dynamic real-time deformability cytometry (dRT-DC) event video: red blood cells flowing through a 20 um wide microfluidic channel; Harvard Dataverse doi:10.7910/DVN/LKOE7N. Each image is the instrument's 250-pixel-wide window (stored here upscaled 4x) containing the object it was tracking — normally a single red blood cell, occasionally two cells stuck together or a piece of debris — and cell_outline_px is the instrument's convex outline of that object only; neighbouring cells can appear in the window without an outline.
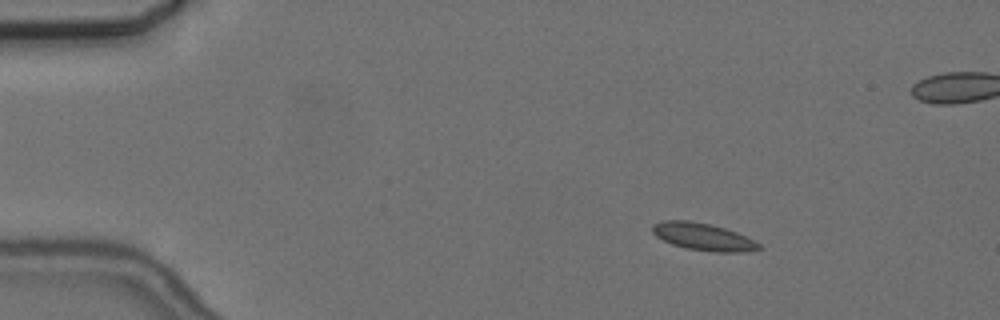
{"species": "common noctule bat (a hibernating species)", "species_latin": "Nyctalus noctula", "temperature_condition": "cold", "stored_images_in_passage": 58, "segment_of_instrument_passage": [1, 2], "camera_frame_rate_fps": 3000, "um_per_image_px": 0.085, "animal": {"sex": "female", "body_mass_g": 24.6, "forearm_length_mm": 56.2}, "frame": {"image": 1, "passage_image": 9, "time_ms": 2.667, "image_size_px": [1000, 320], "cell_outline_px": [[764, 248], [744, 252], [716, 252], [688, 248], [672, 244], [656, 236], [652, 232], [652, 224], [664, 220], [688, 220], [708, 224], [724, 228], [736, 232], [760, 244]], "centroid_in_image_um": [59.75, 20.12], "position_along_channel_um": 25.2, "area_um2": 16.7}}
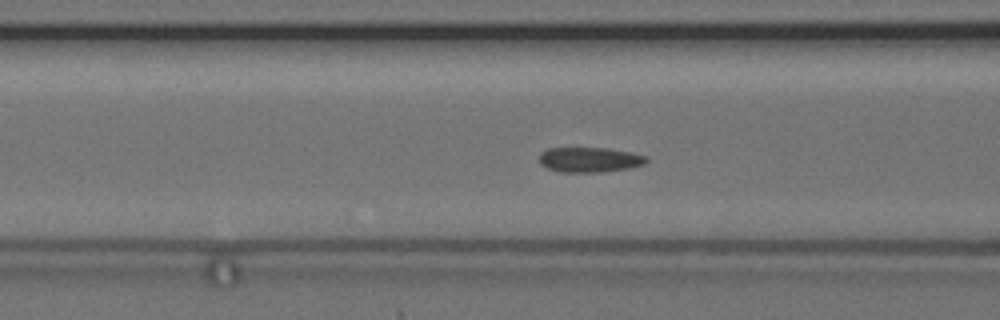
{"frame": {"image": 2, "passage_image": 23, "time_ms": 7.333, "image_size_px": [1000, 320], "cell_outline_px": [[648, 160], [644, 164], [628, 168], [600, 172], [560, 172], [548, 168], [540, 164], [540, 152], [548, 148], [608, 148], [632, 152], [648, 156]], "centroid_in_image_um": [50.13, 13.57], "position_along_channel_um": 116.5, "area_um2": 15.66}}
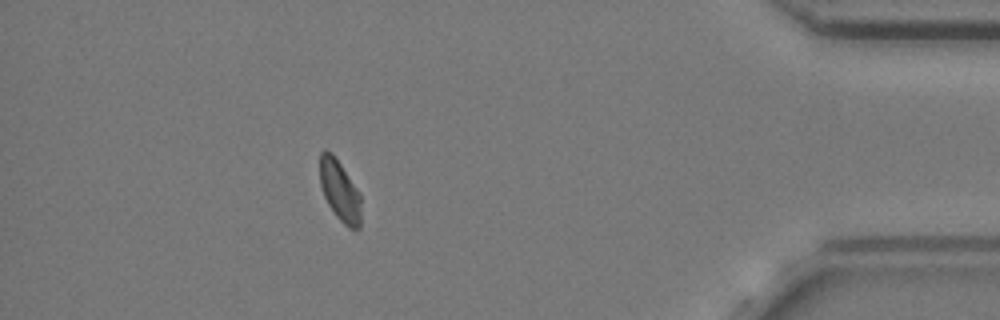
{"frame": {"image": 3, "passage_image": 51, "time_ms": 16.667, "image_size_px": [1000, 320], "cell_outline_px": [[360, 228], [348, 228], [336, 216], [328, 204], [324, 196], [320, 184], [320, 152], [324, 148], [332, 152], [356, 188], [360, 196]], "centroid_in_image_um": [28.85, 16.19], "position_along_channel_um": 406.3, "area_um2": 14.39}}